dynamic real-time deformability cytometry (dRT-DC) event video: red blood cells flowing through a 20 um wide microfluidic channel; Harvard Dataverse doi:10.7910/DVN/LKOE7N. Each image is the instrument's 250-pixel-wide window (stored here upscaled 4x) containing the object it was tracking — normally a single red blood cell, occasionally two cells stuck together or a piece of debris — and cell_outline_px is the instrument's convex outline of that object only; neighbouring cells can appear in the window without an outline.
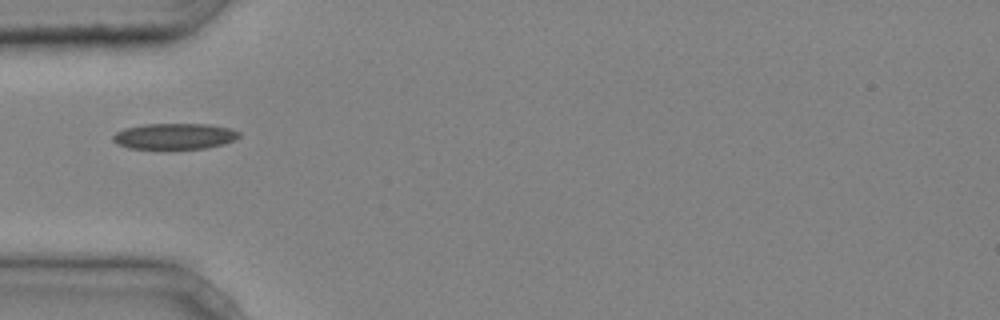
{"species": "common noctule bat (a hibernating species)", "species_latin": "Nyctalus noctula", "temperature_condition": "cold", "stored_images_in_passage": 28, "camera_frame_rate_fps": 3000, "um_per_image_px": 0.085, "animal": {"sex": "male", "body_mass_g": 20.4}, "frame": {"image": 1, "passage_image": 1, "time_ms": 0.0, "image_size_px": [1000, 320], "cell_outline_px": [[240, 136], [224, 144], [204, 148], [168, 152], [128, 148], [116, 144], [112, 140], [112, 136], [116, 132], [124, 128], [144, 124], [208, 124], [228, 128], [240, 132]], "centroid_in_image_um": [14.76, 11.63], "position_along_channel_um": 70.2, "area_um2": 20.0}}
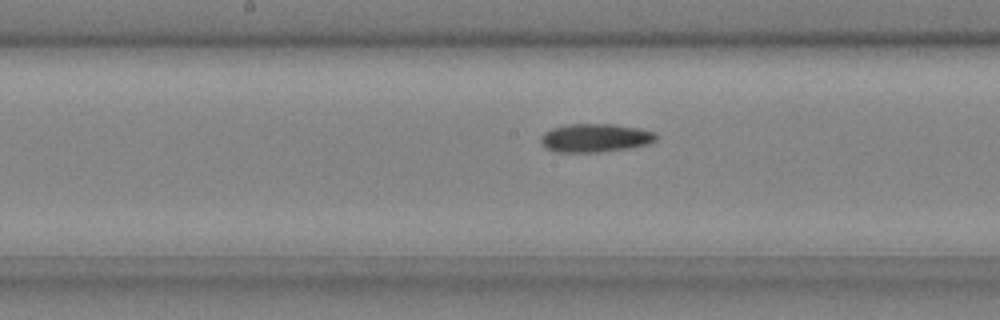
{"frame": {"image": 2, "passage_image": 10, "time_ms": 3.0, "image_size_px": [1000, 320], "cell_outline_px": [[656, 140], [648, 144], [628, 148], [600, 152], [556, 152], [544, 148], [540, 140], [540, 136], [544, 132], [552, 128], [568, 124], [616, 124], [640, 128], [656, 132]], "centroid_in_image_um": [50.58, 11.72], "position_along_channel_um": 197.6, "area_um2": 19.31}}
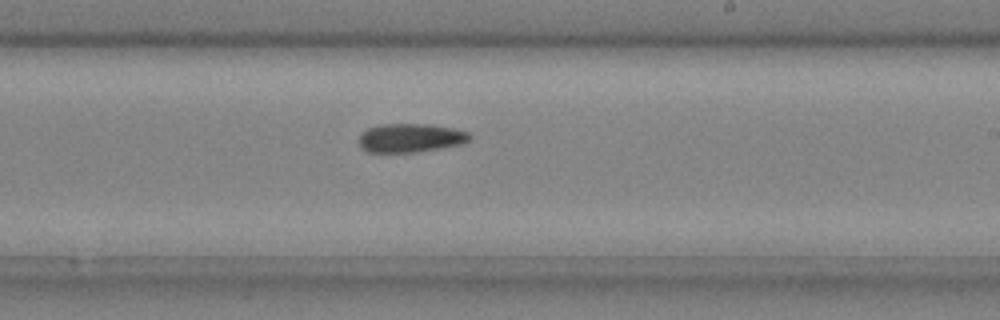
{"frame": {"image": 3, "passage_image": 14, "time_ms": 4.333, "image_size_px": [1000, 320], "cell_outline_px": [[472, 136], [464, 144], [416, 152], [368, 152], [360, 144], [360, 136], [368, 128], [380, 124], [432, 124], [452, 128], [468, 132]], "centroid_in_image_um": [34.94, 11.71], "position_along_channel_um": 254.1, "area_um2": 18.44}}